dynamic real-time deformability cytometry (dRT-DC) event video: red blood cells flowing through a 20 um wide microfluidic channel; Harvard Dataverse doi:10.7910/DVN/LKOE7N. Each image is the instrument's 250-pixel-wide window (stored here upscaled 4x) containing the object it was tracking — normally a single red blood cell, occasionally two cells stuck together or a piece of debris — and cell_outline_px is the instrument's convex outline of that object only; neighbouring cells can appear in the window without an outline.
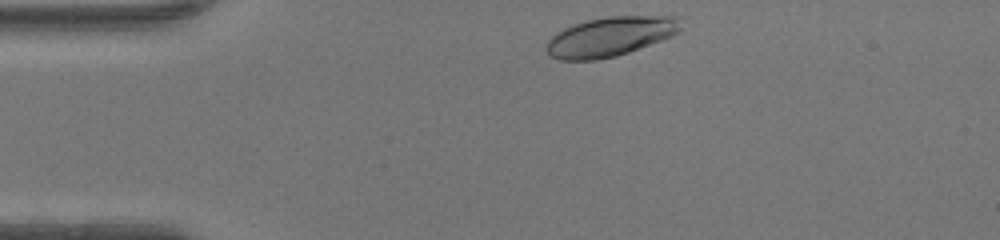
{"species": "human", "species_latin": "Homo sapiens", "temperature_condition": "warm", "stored_images_in_passage": 30, "camera_frame_rate_fps": 3000, "um_per_image_px": 0.085, "donor": {"sex": "female"}, "frame": {"image": 1, "passage_image": 1, "time_ms": 0.0, "image_size_px": [1000, 240], "cell_outline_px": [[680, 32], [672, 36], [628, 52], [616, 56], [596, 60], [560, 60], [548, 56], [544, 44], [556, 32], [572, 24], [588, 20], [608, 16], [676, 16], [680, 28]], "centroid_in_image_um": [51.8, 3.12], "position_along_channel_um": 33.2, "area_um2": 30.92}}
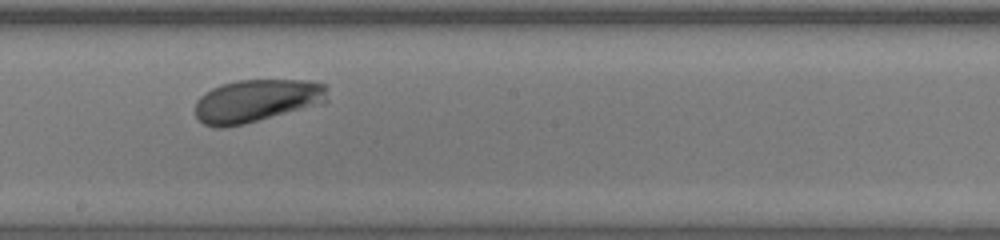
{"frame": {"image": 2, "passage_image": 18, "time_ms": 5.667, "image_size_px": [1000, 240], "cell_outline_px": [[328, 100], [324, 104], [244, 124], [224, 128], [216, 128], [204, 124], [196, 116], [196, 100], [204, 92], [220, 84], [236, 80], [308, 80], [328, 84]], "centroid_in_image_um": [21.86, 8.56], "position_along_channel_um": 226.3, "area_um2": 33.64}}
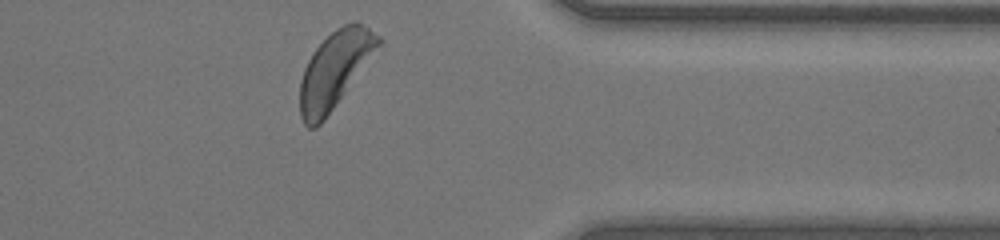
{"frame": {"image": 3, "passage_image": 30, "time_ms": 9.667, "image_size_px": [1000, 240], "cell_outline_px": [[384, 40], [324, 120], [316, 128], [308, 128], [304, 124], [300, 116], [300, 80], [304, 68], [312, 52], [336, 28], [352, 20], [356, 20], [380, 36]], "centroid_in_image_um": [28.44, 5.92], "position_along_channel_um": 383.0, "area_um2": 34.51}, "authors_computed_cell_mechanics": {"area_um2": 32.2235, "velocity_mm_per_s": 4.2505, "shape_relaxation_time_tau1_ms": 1.5593, "shape_relaxation_time_tau2_ms": null, "deformation_change_tau1": 0.1034, "deformation_change_tau2": null}}